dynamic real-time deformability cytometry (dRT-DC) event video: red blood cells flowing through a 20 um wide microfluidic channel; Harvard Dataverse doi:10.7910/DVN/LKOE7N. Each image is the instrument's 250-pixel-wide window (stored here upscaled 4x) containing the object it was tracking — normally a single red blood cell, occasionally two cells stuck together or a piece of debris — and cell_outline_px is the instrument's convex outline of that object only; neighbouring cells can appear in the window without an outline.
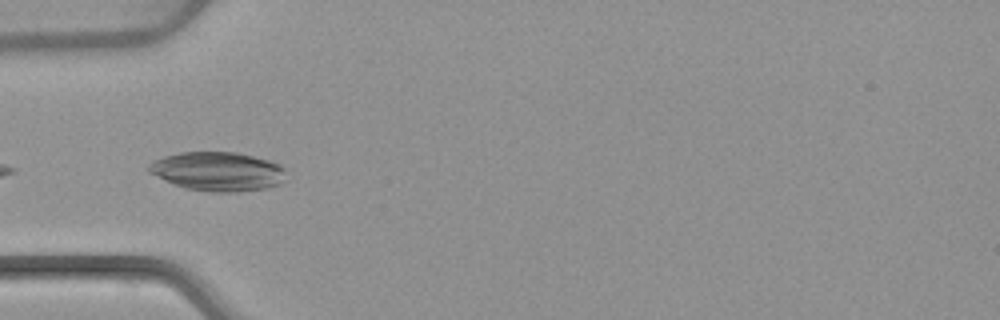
{"species": "common noctule bat (a hibernating species)", "species_latin": "Nyctalus noctula", "temperature_condition": "warm", "stored_images_in_passage": 10, "camera_frame_rate_fps": 3000, "um_per_image_px": 0.085, "animal": {"sex": "female", "body_mass_g": 22.7, "forearm_length_mm": 54.2}, "frame": {"image": 1, "passage_image": 6, "time_ms": 1.667, "image_size_px": [1000, 320], "cell_outline_px": [[284, 180], [280, 184], [268, 188], [240, 192], [208, 192], [188, 188], [164, 180], [148, 172], [144, 168], [152, 160], [164, 156], [180, 152], [236, 152], [268, 160], [280, 164], [284, 168]], "centroid_in_image_um": [18.49, 14.57], "position_along_channel_um": 66.5, "area_um2": 31.44}}